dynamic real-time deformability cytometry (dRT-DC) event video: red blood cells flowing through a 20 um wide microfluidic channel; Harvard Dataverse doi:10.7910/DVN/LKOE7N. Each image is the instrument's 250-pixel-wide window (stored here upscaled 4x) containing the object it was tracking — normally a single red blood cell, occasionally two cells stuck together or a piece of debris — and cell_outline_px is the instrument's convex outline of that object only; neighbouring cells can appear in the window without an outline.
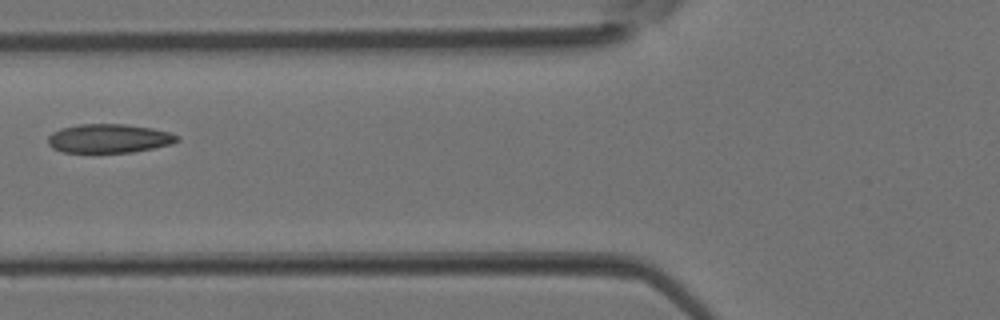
{"species": "Egyptian fruit bat (a non-hibernating species)", "species_latin": "Rousettus aegyptiacus", "temperature_condition": "room temperature", "stored_images_in_passage": 4, "camera_frame_rate_fps": 3000, "um_per_image_px": 0.085, "animal": {"sex": "female"}, "frame": {"image": 1, "passage_image": 4, "time_ms": 1.0, "image_size_px": [1000, 320], "cell_outline_px": [[180, 140], [172, 144], [132, 152], [64, 152], [52, 148], [48, 144], [48, 136], [52, 132], [60, 128], [80, 124], [124, 124], [152, 128], [168, 132], [180, 136]], "centroid_in_image_um": [9.26, 11.76], "position_along_channel_um": 116.5, "area_um2": 21.73}}